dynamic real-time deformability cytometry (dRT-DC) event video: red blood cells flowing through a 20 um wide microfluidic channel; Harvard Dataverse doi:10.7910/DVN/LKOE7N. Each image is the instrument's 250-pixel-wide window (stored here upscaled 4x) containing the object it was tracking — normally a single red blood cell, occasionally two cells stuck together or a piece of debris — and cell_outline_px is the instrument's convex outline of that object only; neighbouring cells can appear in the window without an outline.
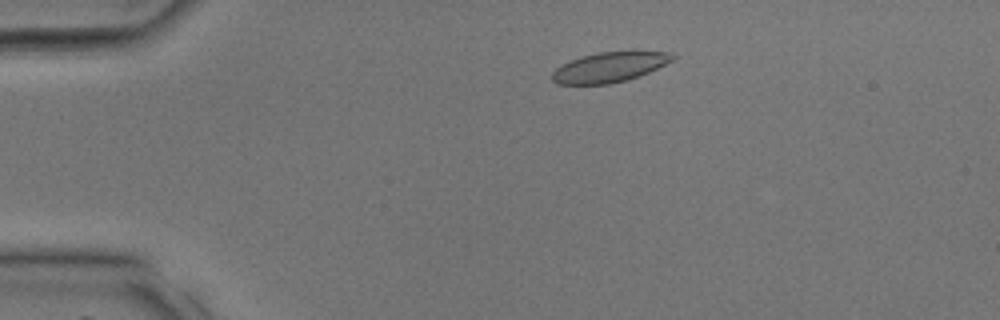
{"species": "common noctule bat (a hibernating species)", "species_latin": "Nyctalus noctula", "temperature_condition": "room temperature", "stored_images_in_passage": 36, "camera_frame_rate_fps": 3000, "um_per_image_px": 0.085, "animal": {"sex": "male", "body_mass_g": 17.9, "forearm_length_mm": 54.2}, "frame": {"image": 1, "passage_image": 6, "time_ms": 1.667, "image_size_px": [1000, 320], "cell_outline_px": [[676, 56], [672, 60], [640, 76], [628, 80], [608, 84], [556, 84], [552, 80], [552, 72], [556, 68], [572, 60], [584, 56], [600, 52], [668, 52]], "centroid_in_image_um": [51.78, 5.73], "position_along_channel_um": 33.2, "area_um2": 20.58}}
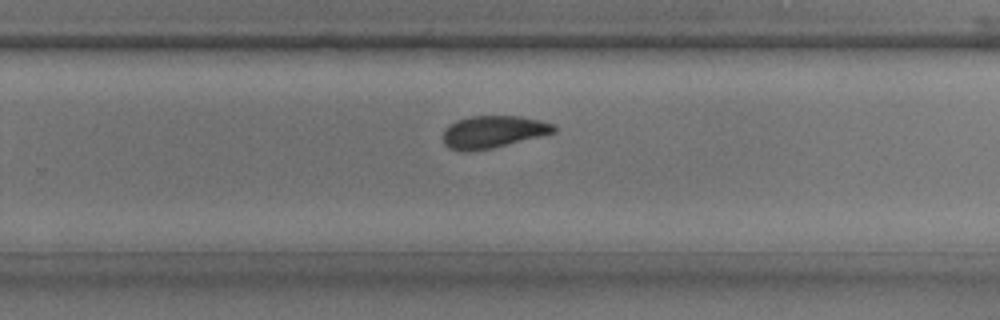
{"frame": {"image": 2, "passage_image": 23, "time_ms": 7.333, "image_size_px": [1000, 320], "cell_outline_px": [[556, 132], [544, 136], [492, 148], [468, 152], [460, 152], [448, 148], [444, 144], [444, 128], [448, 124], [456, 120], [472, 116], [520, 116], [540, 120], [552, 124], [556, 128]], "centroid_in_image_um": [41.9, 11.22], "position_along_channel_um": 287.9, "area_um2": 21.15}}
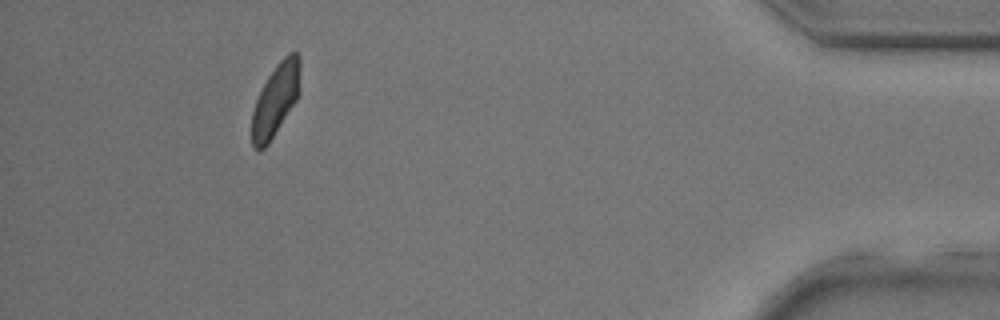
{"frame": {"image": 3, "passage_image": 33, "time_ms": 10.667, "image_size_px": [1000, 320], "cell_outline_px": [[300, 92], [296, 100], [268, 144], [260, 152], [252, 148], [252, 112], [256, 100], [268, 76], [276, 64], [288, 52], [296, 48], [300, 56]], "centroid_in_image_um": [23.45, 8.44], "position_along_channel_um": 411.8, "area_um2": 20.52}}